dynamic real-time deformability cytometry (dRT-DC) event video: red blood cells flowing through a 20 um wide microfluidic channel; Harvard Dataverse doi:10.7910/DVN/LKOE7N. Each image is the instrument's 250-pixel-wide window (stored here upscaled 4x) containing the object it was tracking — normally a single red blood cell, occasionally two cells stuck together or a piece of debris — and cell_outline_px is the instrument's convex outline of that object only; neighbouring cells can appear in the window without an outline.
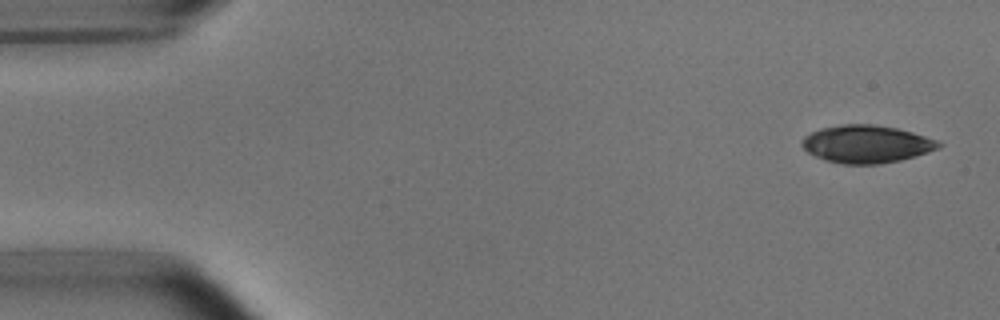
{"species": "common noctule bat (a hibernating species)", "species_latin": "Nyctalus noctula", "temperature_condition": "room temperature", "stored_images_in_passage": 51, "camera_frame_rate_fps": 3000, "um_per_image_px": 0.085, "animal": {"sex": "male", "body_mass_g": 15.6}, "frame": {"image": 1, "passage_image": 1, "time_ms": 0.0, "image_size_px": [1000, 320], "cell_outline_px": [[944, 144], [940, 148], [916, 156], [900, 160], [880, 164], [840, 164], [824, 160], [808, 152], [800, 144], [800, 140], [804, 136], [820, 128], [840, 124], [872, 124], [896, 128], [912, 132], [936, 140]], "centroid_in_image_um": [73.63, 12.25], "position_along_channel_um": 11.4, "area_um2": 30.17}}
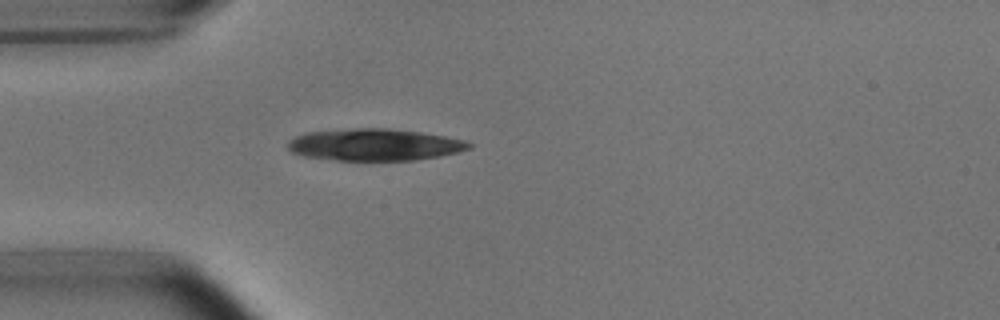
{"frame": {"image": 2, "passage_image": 13, "time_ms": 4.0, "image_size_px": [1000, 320], "cell_outline_px": [[472, 148], [440, 156], [416, 160], [336, 160], [304, 156], [292, 152], [288, 148], [288, 140], [296, 136], [308, 132], [352, 128], [388, 128], [420, 132], [444, 136], [464, 140], [472, 144]], "centroid_in_image_um": [31.83, 12.3], "position_along_channel_um": 53.2, "area_um2": 33.58}}